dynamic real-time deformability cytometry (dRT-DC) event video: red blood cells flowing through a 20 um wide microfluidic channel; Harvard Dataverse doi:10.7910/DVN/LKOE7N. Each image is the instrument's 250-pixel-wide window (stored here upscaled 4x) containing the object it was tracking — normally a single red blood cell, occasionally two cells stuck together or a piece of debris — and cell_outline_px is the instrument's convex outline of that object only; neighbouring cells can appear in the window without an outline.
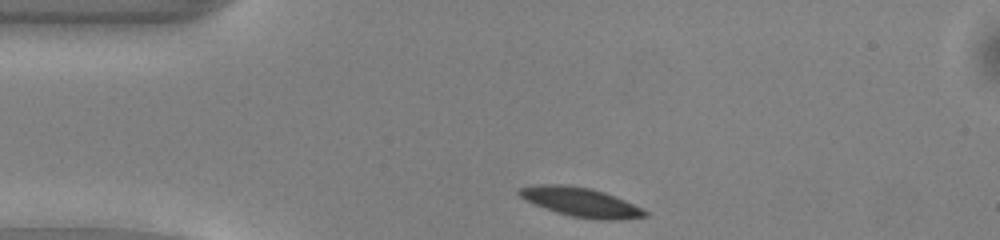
{"species": "common noctule bat (a hibernating species)", "species_latin": "Nyctalus noctula", "temperature_condition": "warm", "stored_images_in_passage": 41, "camera_frame_rate_fps": 3000, "um_per_image_px": 0.085, "animal": {"sex": "male", "body_mass_g": 13.0, "forearm_length_mm": 53.1}, "frame": {"image": 1, "passage_image": 1, "time_ms": 0.0, "image_size_px": [1000, 240], "cell_outline_px": [[648, 216], [620, 220], [596, 220], [572, 216], [556, 212], [544, 208], [524, 200], [516, 192], [520, 188], [540, 184], [564, 184], [592, 188], [616, 196], [648, 212]], "centroid_in_image_um": [49.35, 17.18], "position_along_channel_um": 35.6, "area_um2": 21.44}}
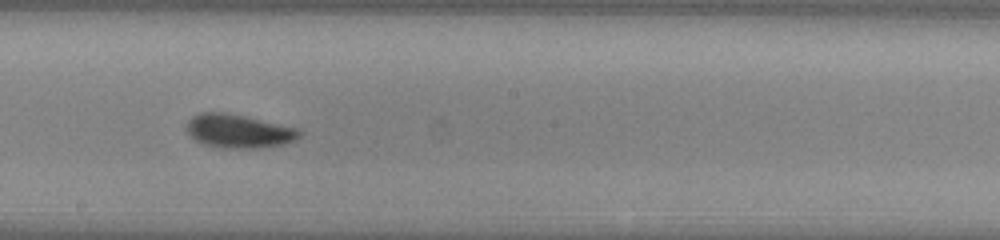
{"frame": {"image": 2, "passage_image": 18, "time_ms": 5.667, "image_size_px": [1000, 240], "cell_outline_px": [[300, 136], [296, 140], [284, 144], [256, 148], [224, 148], [204, 144], [196, 140], [188, 132], [188, 120], [192, 116], [200, 112], [224, 112], [244, 116], [300, 128]], "centroid_in_image_um": [20.32, 11.14], "position_along_channel_um": 227.9, "area_um2": 21.96}}
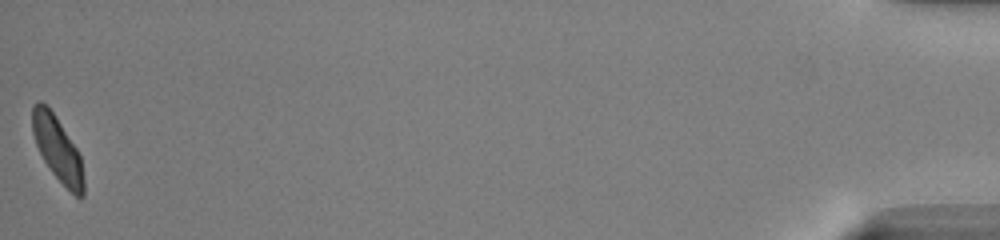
{"frame": {"image": 3, "passage_image": 41, "time_ms": 13.333, "image_size_px": [1000, 240], "cell_outline_px": [[84, 196], [76, 196], [52, 172], [44, 160], [36, 144], [32, 132], [32, 104], [36, 100], [40, 100], [56, 116], [76, 148], [80, 156], [84, 180]], "centroid_in_image_um": [4.87, 12.61], "position_along_channel_um": 430.3, "area_um2": 18.96}, "authors_computed_cell_mechanics": {"area_um2": 20.808, "velocity_mm_per_s": 4.0187, "shape_relaxation_time_tau1_ms": 2.115, "shape_relaxation_time_tau2_ms": 2.6634, "deformation_change_tau1": 0.1015, "deformation_change_tau2": 0.0771}}